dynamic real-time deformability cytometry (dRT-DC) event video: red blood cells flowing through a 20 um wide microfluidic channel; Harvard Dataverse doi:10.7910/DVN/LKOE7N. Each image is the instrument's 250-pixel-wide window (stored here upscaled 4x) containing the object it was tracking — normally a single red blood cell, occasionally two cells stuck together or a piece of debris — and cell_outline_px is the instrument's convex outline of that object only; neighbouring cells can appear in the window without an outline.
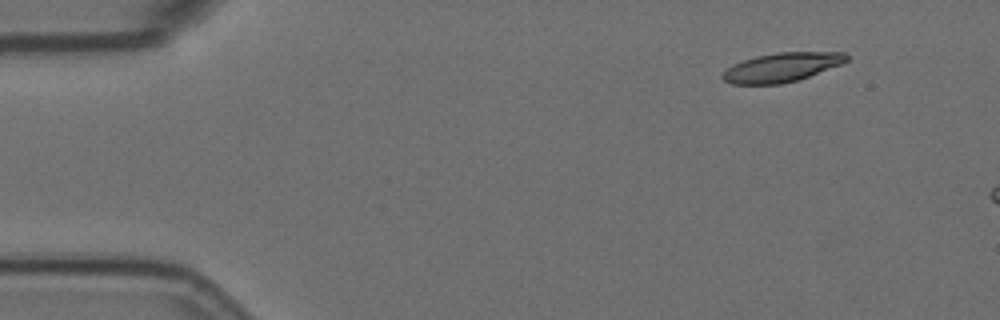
{"species": "Egyptian fruit bat (a non-hibernating species)", "species_latin": "Rousettus aegyptiacus", "temperature_condition": "room temperature", "stored_images_in_passage": 4, "camera_frame_rate_fps": 3000, "um_per_image_px": 0.085, "animal": {"sex": "female"}, "frame": {"image": 1, "passage_image": 1, "time_ms": 0.0, "image_size_px": [1000, 320], "cell_outline_px": [[848, 60], [844, 64], [796, 80], [780, 84], [732, 84], [724, 80], [720, 76], [732, 64], [756, 56], [780, 52], [844, 52], [848, 56]], "centroid_in_image_um": [66.47, 5.72], "position_along_channel_um": 18.5, "area_um2": 20.92}}